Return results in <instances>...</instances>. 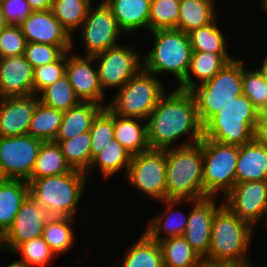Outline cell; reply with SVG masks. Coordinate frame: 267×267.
Here are the masks:
<instances>
[{"label": "cell", "mask_w": 267, "mask_h": 267, "mask_svg": "<svg viewBox=\"0 0 267 267\" xmlns=\"http://www.w3.org/2000/svg\"><path fill=\"white\" fill-rule=\"evenodd\" d=\"M146 121L147 140L151 149H170L174 141L189 133V145L203 138V125L190 91L175 88L165 93Z\"/></svg>", "instance_id": "1"}, {"label": "cell", "mask_w": 267, "mask_h": 267, "mask_svg": "<svg viewBox=\"0 0 267 267\" xmlns=\"http://www.w3.org/2000/svg\"><path fill=\"white\" fill-rule=\"evenodd\" d=\"M181 144L166 149V200L202 199L204 187L201 142Z\"/></svg>", "instance_id": "2"}, {"label": "cell", "mask_w": 267, "mask_h": 267, "mask_svg": "<svg viewBox=\"0 0 267 267\" xmlns=\"http://www.w3.org/2000/svg\"><path fill=\"white\" fill-rule=\"evenodd\" d=\"M253 228L225 205L215 213L211 226V241L204 261L211 263H249L246 255Z\"/></svg>", "instance_id": "3"}, {"label": "cell", "mask_w": 267, "mask_h": 267, "mask_svg": "<svg viewBox=\"0 0 267 267\" xmlns=\"http://www.w3.org/2000/svg\"><path fill=\"white\" fill-rule=\"evenodd\" d=\"M86 178V173L73 170L66 174L29 179V195L53 217L75 218Z\"/></svg>", "instance_id": "4"}, {"label": "cell", "mask_w": 267, "mask_h": 267, "mask_svg": "<svg viewBox=\"0 0 267 267\" xmlns=\"http://www.w3.org/2000/svg\"><path fill=\"white\" fill-rule=\"evenodd\" d=\"M258 110L246 95L238 96L203 125V138L242 146L254 139Z\"/></svg>", "instance_id": "5"}, {"label": "cell", "mask_w": 267, "mask_h": 267, "mask_svg": "<svg viewBox=\"0 0 267 267\" xmlns=\"http://www.w3.org/2000/svg\"><path fill=\"white\" fill-rule=\"evenodd\" d=\"M153 48L143 57V69L151 74L172 73L180 84L186 77L192 47L189 35L176 28L150 31Z\"/></svg>", "instance_id": "6"}, {"label": "cell", "mask_w": 267, "mask_h": 267, "mask_svg": "<svg viewBox=\"0 0 267 267\" xmlns=\"http://www.w3.org/2000/svg\"><path fill=\"white\" fill-rule=\"evenodd\" d=\"M197 113L202 125L213 115L243 95L242 60L228 62L211 80L193 88Z\"/></svg>", "instance_id": "7"}, {"label": "cell", "mask_w": 267, "mask_h": 267, "mask_svg": "<svg viewBox=\"0 0 267 267\" xmlns=\"http://www.w3.org/2000/svg\"><path fill=\"white\" fill-rule=\"evenodd\" d=\"M142 69L105 106L114 114L147 120L165 94L159 78Z\"/></svg>", "instance_id": "8"}, {"label": "cell", "mask_w": 267, "mask_h": 267, "mask_svg": "<svg viewBox=\"0 0 267 267\" xmlns=\"http://www.w3.org/2000/svg\"><path fill=\"white\" fill-rule=\"evenodd\" d=\"M204 198L226 195L236 184L239 146L202 138Z\"/></svg>", "instance_id": "9"}, {"label": "cell", "mask_w": 267, "mask_h": 267, "mask_svg": "<svg viewBox=\"0 0 267 267\" xmlns=\"http://www.w3.org/2000/svg\"><path fill=\"white\" fill-rule=\"evenodd\" d=\"M126 176L129 184L145 195L166 200V150L150 148L132 155Z\"/></svg>", "instance_id": "10"}, {"label": "cell", "mask_w": 267, "mask_h": 267, "mask_svg": "<svg viewBox=\"0 0 267 267\" xmlns=\"http://www.w3.org/2000/svg\"><path fill=\"white\" fill-rule=\"evenodd\" d=\"M133 48L118 45L94 56L99 61L97 72L101 89H121L143 69V59ZM142 62V64H141Z\"/></svg>", "instance_id": "11"}, {"label": "cell", "mask_w": 267, "mask_h": 267, "mask_svg": "<svg viewBox=\"0 0 267 267\" xmlns=\"http://www.w3.org/2000/svg\"><path fill=\"white\" fill-rule=\"evenodd\" d=\"M42 143L29 134L0 137V165L9 179H30Z\"/></svg>", "instance_id": "12"}, {"label": "cell", "mask_w": 267, "mask_h": 267, "mask_svg": "<svg viewBox=\"0 0 267 267\" xmlns=\"http://www.w3.org/2000/svg\"><path fill=\"white\" fill-rule=\"evenodd\" d=\"M82 42L85 44L86 56L95 55L109 48L118 46V35L123 31L119 28L111 9L101 1L95 8L90 6L81 26Z\"/></svg>", "instance_id": "13"}, {"label": "cell", "mask_w": 267, "mask_h": 267, "mask_svg": "<svg viewBox=\"0 0 267 267\" xmlns=\"http://www.w3.org/2000/svg\"><path fill=\"white\" fill-rule=\"evenodd\" d=\"M222 202L252 227L263 217L267 226V180L236 183Z\"/></svg>", "instance_id": "14"}, {"label": "cell", "mask_w": 267, "mask_h": 267, "mask_svg": "<svg viewBox=\"0 0 267 267\" xmlns=\"http://www.w3.org/2000/svg\"><path fill=\"white\" fill-rule=\"evenodd\" d=\"M53 216L29 195L21 204L12 225L0 237V251L12 252L21 244L41 237L45 223Z\"/></svg>", "instance_id": "15"}, {"label": "cell", "mask_w": 267, "mask_h": 267, "mask_svg": "<svg viewBox=\"0 0 267 267\" xmlns=\"http://www.w3.org/2000/svg\"><path fill=\"white\" fill-rule=\"evenodd\" d=\"M217 197H205L198 200H185L192 204L183 237L204 259L209 251L211 226L216 211L223 205L216 206Z\"/></svg>", "instance_id": "16"}, {"label": "cell", "mask_w": 267, "mask_h": 267, "mask_svg": "<svg viewBox=\"0 0 267 267\" xmlns=\"http://www.w3.org/2000/svg\"><path fill=\"white\" fill-rule=\"evenodd\" d=\"M68 55L66 52V75L76 96L81 102H94L103 106L105 92L100 87L97 68L94 69V63H91L95 61L94 57Z\"/></svg>", "instance_id": "17"}, {"label": "cell", "mask_w": 267, "mask_h": 267, "mask_svg": "<svg viewBox=\"0 0 267 267\" xmlns=\"http://www.w3.org/2000/svg\"><path fill=\"white\" fill-rule=\"evenodd\" d=\"M27 42L73 46L72 35L55 18L51 9L32 11L20 24Z\"/></svg>", "instance_id": "18"}, {"label": "cell", "mask_w": 267, "mask_h": 267, "mask_svg": "<svg viewBox=\"0 0 267 267\" xmlns=\"http://www.w3.org/2000/svg\"><path fill=\"white\" fill-rule=\"evenodd\" d=\"M39 96L0 98V137L21 136L28 134Z\"/></svg>", "instance_id": "19"}, {"label": "cell", "mask_w": 267, "mask_h": 267, "mask_svg": "<svg viewBox=\"0 0 267 267\" xmlns=\"http://www.w3.org/2000/svg\"><path fill=\"white\" fill-rule=\"evenodd\" d=\"M33 71L24 55L0 58V98L33 94Z\"/></svg>", "instance_id": "20"}, {"label": "cell", "mask_w": 267, "mask_h": 267, "mask_svg": "<svg viewBox=\"0 0 267 267\" xmlns=\"http://www.w3.org/2000/svg\"><path fill=\"white\" fill-rule=\"evenodd\" d=\"M232 60L234 59L229 56L228 53L192 51L188 73L185 79L176 86V88L184 91H191L198 85L211 80ZM192 76H194V79Z\"/></svg>", "instance_id": "21"}, {"label": "cell", "mask_w": 267, "mask_h": 267, "mask_svg": "<svg viewBox=\"0 0 267 267\" xmlns=\"http://www.w3.org/2000/svg\"><path fill=\"white\" fill-rule=\"evenodd\" d=\"M267 180V148L255 138L239 146L236 183Z\"/></svg>", "instance_id": "22"}, {"label": "cell", "mask_w": 267, "mask_h": 267, "mask_svg": "<svg viewBox=\"0 0 267 267\" xmlns=\"http://www.w3.org/2000/svg\"><path fill=\"white\" fill-rule=\"evenodd\" d=\"M123 32L148 29L151 0H103ZM145 27V28H144Z\"/></svg>", "instance_id": "23"}, {"label": "cell", "mask_w": 267, "mask_h": 267, "mask_svg": "<svg viewBox=\"0 0 267 267\" xmlns=\"http://www.w3.org/2000/svg\"><path fill=\"white\" fill-rule=\"evenodd\" d=\"M104 107L106 106L94 102H80L63 112L62 122L54 141L67 140L89 132L93 119Z\"/></svg>", "instance_id": "24"}, {"label": "cell", "mask_w": 267, "mask_h": 267, "mask_svg": "<svg viewBox=\"0 0 267 267\" xmlns=\"http://www.w3.org/2000/svg\"><path fill=\"white\" fill-rule=\"evenodd\" d=\"M144 121L146 120L113 113L114 138L132 155L150 149L147 140V124L143 123Z\"/></svg>", "instance_id": "25"}, {"label": "cell", "mask_w": 267, "mask_h": 267, "mask_svg": "<svg viewBox=\"0 0 267 267\" xmlns=\"http://www.w3.org/2000/svg\"><path fill=\"white\" fill-rule=\"evenodd\" d=\"M29 196V183L9 179L0 185V237L8 230L21 204Z\"/></svg>", "instance_id": "26"}, {"label": "cell", "mask_w": 267, "mask_h": 267, "mask_svg": "<svg viewBox=\"0 0 267 267\" xmlns=\"http://www.w3.org/2000/svg\"><path fill=\"white\" fill-rule=\"evenodd\" d=\"M182 201L185 200L167 199L162 201L164 205L167 206L166 211L157 218H153L152 221H149L150 223H148L149 225L144 232L156 242H160L161 240L169 237L183 236L189 215L185 217L183 212H175L172 210L176 204L181 203ZM177 214L178 216L176 217L175 215ZM161 230L164 232L163 235L165 236L160 237Z\"/></svg>", "instance_id": "27"}, {"label": "cell", "mask_w": 267, "mask_h": 267, "mask_svg": "<svg viewBox=\"0 0 267 267\" xmlns=\"http://www.w3.org/2000/svg\"><path fill=\"white\" fill-rule=\"evenodd\" d=\"M213 0H180L176 29L189 34L194 29L212 23L216 18Z\"/></svg>", "instance_id": "28"}, {"label": "cell", "mask_w": 267, "mask_h": 267, "mask_svg": "<svg viewBox=\"0 0 267 267\" xmlns=\"http://www.w3.org/2000/svg\"><path fill=\"white\" fill-rule=\"evenodd\" d=\"M158 243L164 267H198L204 263L203 258L183 236L169 237Z\"/></svg>", "instance_id": "29"}, {"label": "cell", "mask_w": 267, "mask_h": 267, "mask_svg": "<svg viewBox=\"0 0 267 267\" xmlns=\"http://www.w3.org/2000/svg\"><path fill=\"white\" fill-rule=\"evenodd\" d=\"M73 171L60 146L54 141H43L30 179L56 176Z\"/></svg>", "instance_id": "30"}, {"label": "cell", "mask_w": 267, "mask_h": 267, "mask_svg": "<svg viewBox=\"0 0 267 267\" xmlns=\"http://www.w3.org/2000/svg\"><path fill=\"white\" fill-rule=\"evenodd\" d=\"M122 267H164L160 245L145 232L126 250Z\"/></svg>", "instance_id": "31"}, {"label": "cell", "mask_w": 267, "mask_h": 267, "mask_svg": "<svg viewBox=\"0 0 267 267\" xmlns=\"http://www.w3.org/2000/svg\"><path fill=\"white\" fill-rule=\"evenodd\" d=\"M132 154L127 151L115 138L110 141L106 148L98 153L92 160L91 165L86 172L88 176L91 170L97 166L100 169L104 178L113 176L115 173L120 171L123 167L129 169L131 163ZM93 167V168H92Z\"/></svg>", "instance_id": "32"}, {"label": "cell", "mask_w": 267, "mask_h": 267, "mask_svg": "<svg viewBox=\"0 0 267 267\" xmlns=\"http://www.w3.org/2000/svg\"><path fill=\"white\" fill-rule=\"evenodd\" d=\"M62 117V111L46 106L39 101L30 121L28 134L43 141H54Z\"/></svg>", "instance_id": "33"}, {"label": "cell", "mask_w": 267, "mask_h": 267, "mask_svg": "<svg viewBox=\"0 0 267 267\" xmlns=\"http://www.w3.org/2000/svg\"><path fill=\"white\" fill-rule=\"evenodd\" d=\"M72 217H52L45 223L42 237L54 254L64 253L74 243V233L70 225Z\"/></svg>", "instance_id": "34"}, {"label": "cell", "mask_w": 267, "mask_h": 267, "mask_svg": "<svg viewBox=\"0 0 267 267\" xmlns=\"http://www.w3.org/2000/svg\"><path fill=\"white\" fill-rule=\"evenodd\" d=\"M57 142L66 161L73 170L86 173L91 165L90 132L78 134L67 140Z\"/></svg>", "instance_id": "35"}, {"label": "cell", "mask_w": 267, "mask_h": 267, "mask_svg": "<svg viewBox=\"0 0 267 267\" xmlns=\"http://www.w3.org/2000/svg\"><path fill=\"white\" fill-rule=\"evenodd\" d=\"M92 0H53L51 11L60 24L72 35L80 28L92 5Z\"/></svg>", "instance_id": "36"}, {"label": "cell", "mask_w": 267, "mask_h": 267, "mask_svg": "<svg viewBox=\"0 0 267 267\" xmlns=\"http://www.w3.org/2000/svg\"><path fill=\"white\" fill-rule=\"evenodd\" d=\"M41 93L38 95H40L39 99L44 105L62 112L77 106L81 102L76 96L66 74Z\"/></svg>", "instance_id": "37"}, {"label": "cell", "mask_w": 267, "mask_h": 267, "mask_svg": "<svg viewBox=\"0 0 267 267\" xmlns=\"http://www.w3.org/2000/svg\"><path fill=\"white\" fill-rule=\"evenodd\" d=\"M217 24L215 19L212 23L194 29L188 34L192 51L228 53L225 36Z\"/></svg>", "instance_id": "38"}, {"label": "cell", "mask_w": 267, "mask_h": 267, "mask_svg": "<svg viewBox=\"0 0 267 267\" xmlns=\"http://www.w3.org/2000/svg\"><path fill=\"white\" fill-rule=\"evenodd\" d=\"M180 0H151L148 30L176 28Z\"/></svg>", "instance_id": "39"}, {"label": "cell", "mask_w": 267, "mask_h": 267, "mask_svg": "<svg viewBox=\"0 0 267 267\" xmlns=\"http://www.w3.org/2000/svg\"><path fill=\"white\" fill-rule=\"evenodd\" d=\"M91 162L114 139L113 113L104 107L93 119L91 129Z\"/></svg>", "instance_id": "40"}, {"label": "cell", "mask_w": 267, "mask_h": 267, "mask_svg": "<svg viewBox=\"0 0 267 267\" xmlns=\"http://www.w3.org/2000/svg\"><path fill=\"white\" fill-rule=\"evenodd\" d=\"M17 252H20V260L29 267H44L55 255L42 236L21 243L12 253L17 254Z\"/></svg>", "instance_id": "41"}, {"label": "cell", "mask_w": 267, "mask_h": 267, "mask_svg": "<svg viewBox=\"0 0 267 267\" xmlns=\"http://www.w3.org/2000/svg\"><path fill=\"white\" fill-rule=\"evenodd\" d=\"M72 47L27 42L24 56L34 69L57 61L65 52H70Z\"/></svg>", "instance_id": "42"}, {"label": "cell", "mask_w": 267, "mask_h": 267, "mask_svg": "<svg viewBox=\"0 0 267 267\" xmlns=\"http://www.w3.org/2000/svg\"><path fill=\"white\" fill-rule=\"evenodd\" d=\"M242 60L243 95L259 110L267 102V80L257 71L247 70Z\"/></svg>", "instance_id": "43"}, {"label": "cell", "mask_w": 267, "mask_h": 267, "mask_svg": "<svg viewBox=\"0 0 267 267\" xmlns=\"http://www.w3.org/2000/svg\"><path fill=\"white\" fill-rule=\"evenodd\" d=\"M66 74V52L57 60L49 64L34 68L33 94H40L45 88Z\"/></svg>", "instance_id": "44"}, {"label": "cell", "mask_w": 267, "mask_h": 267, "mask_svg": "<svg viewBox=\"0 0 267 267\" xmlns=\"http://www.w3.org/2000/svg\"><path fill=\"white\" fill-rule=\"evenodd\" d=\"M26 45L19 25H8L0 30V58L24 55Z\"/></svg>", "instance_id": "45"}, {"label": "cell", "mask_w": 267, "mask_h": 267, "mask_svg": "<svg viewBox=\"0 0 267 267\" xmlns=\"http://www.w3.org/2000/svg\"><path fill=\"white\" fill-rule=\"evenodd\" d=\"M8 25H19L32 13L27 0H0Z\"/></svg>", "instance_id": "46"}, {"label": "cell", "mask_w": 267, "mask_h": 267, "mask_svg": "<svg viewBox=\"0 0 267 267\" xmlns=\"http://www.w3.org/2000/svg\"><path fill=\"white\" fill-rule=\"evenodd\" d=\"M254 138L267 148V119H258Z\"/></svg>", "instance_id": "47"}, {"label": "cell", "mask_w": 267, "mask_h": 267, "mask_svg": "<svg viewBox=\"0 0 267 267\" xmlns=\"http://www.w3.org/2000/svg\"><path fill=\"white\" fill-rule=\"evenodd\" d=\"M53 0H27L32 11H46L51 9Z\"/></svg>", "instance_id": "48"}, {"label": "cell", "mask_w": 267, "mask_h": 267, "mask_svg": "<svg viewBox=\"0 0 267 267\" xmlns=\"http://www.w3.org/2000/svg\"><path fill=\"white\" fill-rule=\"evenodd\" d=\"M206 267H255L249 263H211L206 261Z\"/></svg>", "instance_id": "49"}, {"label": "cell", "mask_w": 267, "mask_h": 267, "mask_svg": "<svg viewBox=\"0 0 267 267\" xmlns=\"http://www.w3.org/2000/svg\"><path fill=\"white\" fill-rule=\"evenodd\" d=\"M256 71L267 80V56L265 57L263 64L260 68L256 69Z\"/></svg>", "instance_id": "50"}, {"label": "cell", "mask_w": 267, "mask_h": 267, "mask_svg": "<svg viewBox=\"0 0 267 267\" xmlns=\"http://www.w3.org/2000/svg\"><path fill=\"white\" fill-rule=\"evenodd\" d=\"M258 119H267V102L258 110Z\"/></svg>", "instance_id": "51"}, {"label": "cell", "mask_w": 267, "mask_h": 267, "mask_svg": "<svg viewBox=\"0 0 267 267\" xmlns=\"http://www.w3.org/2000/svg\"><path fill=\"white\" fill-rule=\"evenodd\" d=\"M5 267H29L25 262H23L22 260H16L10 264H8Z\"/></svg>", "instance_id": "52"}, {"label": "cell", "mask_w": 267, "mask_h": 267, "mask_svg": "<svg viewBox=\"0 0 267 267\" xmlns=\"http://www.w3.org/2000/svg\"><path fill=\"white\" fill-rule=\"evenodd\" d=\"M8 26V23L5 19V15L2 11V7H1V4H0V30L4 27Z\"/></svg>", "instance_id": "53"}, {"label": "cell", "mask_w": 267, "mask_h": 267, "mask_svg": "<svg viewBox=\"0 0 267 267\" xmlns=\"http://www.w3.org/2000/svg\"><path fill=\"white\" fill-rule=\"evenodd\" d=\"M9 180L8 176L5 174L2 166L0 165V185L4 184Z\"/></svg>", "instance_id": "54"}, {"label": "cell", "mask_w": 267, "mask_h": 267, "mask_svg": "<svg viewBox=\"0 0 267 267\" xmlns=\"http://www.w3.org/2000/svg\"><path fill=\"white\" fill-rule=\"evenodd\" d=\"M262 7L264 8V11L267 12V0H262Z\"/></svg>", "instance_id": "55"}, {"label": "cell", "mask_w": 267, "mask_h": 267, "mask_svg": "<svg viewBox=\"0 0 267 267\" xmlns=\"http://www.w3.org/2000/svg\"><path fill=\"white\" fill-rule=\"evenodd\" d=\"M198 267H206V261H204V263L203 264H201L200 266H198Z\"/></svg>", "instance_id": "56"}]
</instances>
